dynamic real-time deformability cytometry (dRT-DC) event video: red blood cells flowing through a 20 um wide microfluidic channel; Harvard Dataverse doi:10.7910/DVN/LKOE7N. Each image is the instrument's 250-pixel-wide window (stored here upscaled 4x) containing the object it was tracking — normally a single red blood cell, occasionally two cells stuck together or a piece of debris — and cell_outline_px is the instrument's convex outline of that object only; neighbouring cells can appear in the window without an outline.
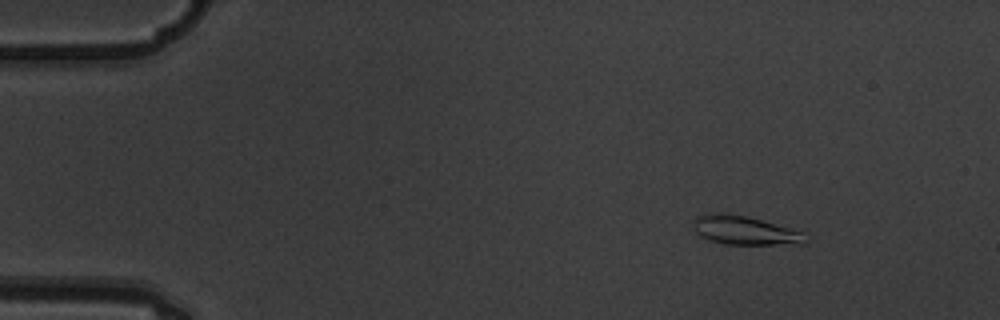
{"species": "common noctule bat (a hibernating species)", "species_latin": "Nyctalus noctula", "temperature_condition": "warm", "stored_images_in_passage": 5, "camera_frame_rate_fps": 3000, "um_per_image_px": 0.085, "animal": {"sex": "male", "body_mass_g": 19.5, "forearm_length_mm": 54.6}, "frame": {"image": 1, "passage_image": 3, "time_ms": 0.667, "image_size_px": [1000, 320], "cell_outline_px": [[808, 240], [804, 244], [724, 244], [700, 236], [692, 228], [692, 224], [696, 216], [712, 212], [724, 212], [748, 216], [788, 228], [800, 232]], "centroid_in_image_um": [63.22, 19.56], "position_along_channel_um": 21.8, "area_um2": 18.73}}